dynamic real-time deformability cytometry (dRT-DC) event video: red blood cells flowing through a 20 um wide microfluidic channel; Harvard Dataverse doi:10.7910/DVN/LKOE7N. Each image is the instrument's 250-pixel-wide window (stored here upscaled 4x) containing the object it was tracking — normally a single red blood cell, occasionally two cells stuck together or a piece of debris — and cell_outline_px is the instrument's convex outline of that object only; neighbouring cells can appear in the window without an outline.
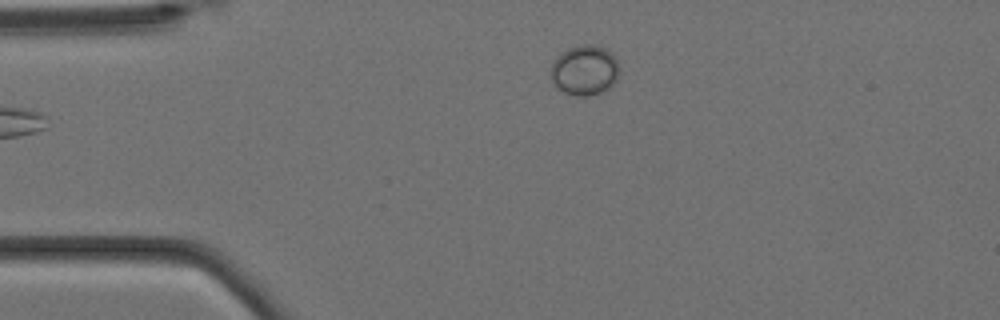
{"species": "Egyptian fruit bat (a non-hibernating species)", "species_latin": "Rousettus aegyptiacus", "temperature_condition": "cold", "stored_images_in_passage": 6, "camera_frame_rate_fps": 3000, "um_per_image_px": 0.085, "animal": {"sex": "female"}, "frame": {"image": 1, "passage_image": 6, "time_ms": 1.667, "image_size_px": [1000, 320], "cell_outline_px": [[620, 72], [616, 80], [608, 88], [600, 92], [584, 96], [576, 96], [564, 92], [552, 84], [548, 68], [552, 60], [560, 52], [568, 48], [584, 44], [596, 44], [608, 48], [612, 52], [620, 68]], "centroid_in_image_um": [49.65, 5.93], "position_along_channel_um": 35.3, "area_um2": 20.63}}